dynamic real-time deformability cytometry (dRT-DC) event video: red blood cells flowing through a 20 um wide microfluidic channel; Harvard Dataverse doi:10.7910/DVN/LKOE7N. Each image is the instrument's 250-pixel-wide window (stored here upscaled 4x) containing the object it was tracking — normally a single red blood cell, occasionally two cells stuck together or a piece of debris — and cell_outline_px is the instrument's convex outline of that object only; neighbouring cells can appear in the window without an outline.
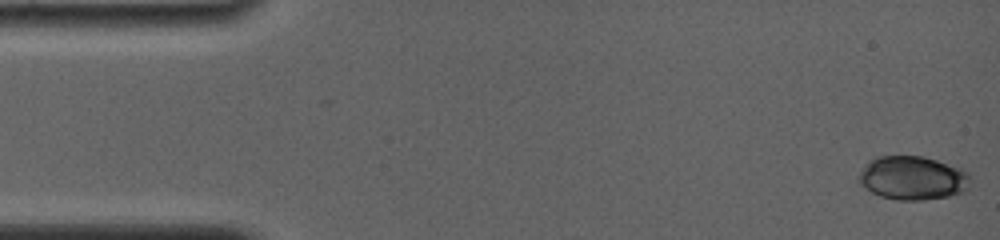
{"species": "common noctule bat (a hibernating species)", "species_latin": "Nyctalus noctula", "temperature_condition": "room temperature", "stored_images_in_passage": 21, "camera_frame_rate_fps": 4000, "um_per_image_px": 0.085, "animal": {"sex": "female", "body_mass_g": 19.0, "forearm_length_mm": 56.7}, "frame": {"image": 1, "passage_image": 1, "time_ms": 0.0, "image_size_px": [1000, 240], "cell_outline_px": [[968, 188], [964, 192], [948, 196], [924, 200], [896, 200], [880, 196], [864, 188], [860, 180], [860, 172], [864, 164], [880, 156], [924, 156], [960, 168], [968, 172]], "centroid_in_image_um": [77.58, 15.14], "position_along_channel_um": 7.4, "area_um2": 28.21}}
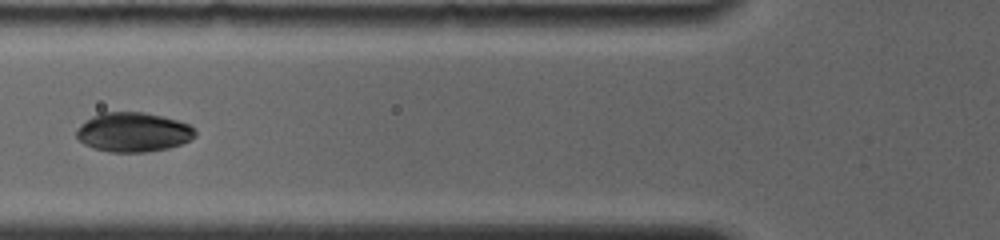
{"frame": {"image": 2, "passage_image": 10, "time_ms": 6.0, "image_size_px": [1000, 240], "cell_outline_px": [[196, 136], [180, 144], [168, 148], [148, 152], [108, 152], [92, 148], [84, 144], [76, 136], [76, 132], [80, 124], [92, 116], [100, 112], [144, 112], [164, 116], [188, 124], [196, 128]], "centroid_in_image_um": [11.32, 11.23], "position_along_channel_um": 114.5, "area_um2": 27.46}}
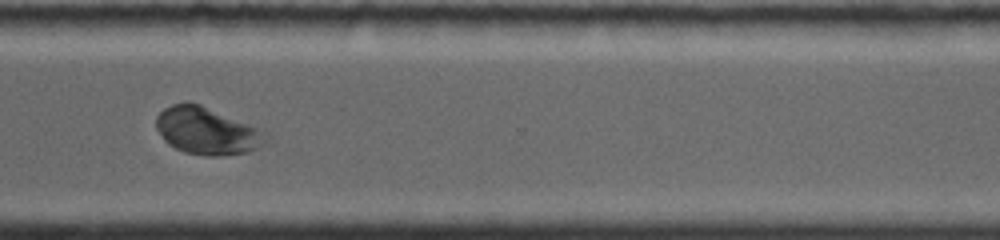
{"frame": {"image": 3, "passage_image": 18, "time_ms": 12.25, "image_size_px": [1000, 240], "cell_outline_px": [[268, 140], [256, 148], [248, 152], [224, 156], [204, 156], [184, 152], [168, 144], [164, 140], [156, 128], [156, 116], [164, 108], [172, 104], [188, 100], [200, 104], [268, 132]], "centroid_in_image_um": [17.57, 11.12], "position_along_channel_um": 353.0, "area_um2": 30.4}, "authors_computed_cell_mechanics": {"area_um2": 27.455, "velocity_mm_per_s": 3.8217, "shape_relaxation_time_tau1_ms": 3.6312, "shape_relaxation_time_tau2_ms": 2.1457, "deformation_change_tau1": 0.0939, "deformation_change_tau2": 0.0375}}